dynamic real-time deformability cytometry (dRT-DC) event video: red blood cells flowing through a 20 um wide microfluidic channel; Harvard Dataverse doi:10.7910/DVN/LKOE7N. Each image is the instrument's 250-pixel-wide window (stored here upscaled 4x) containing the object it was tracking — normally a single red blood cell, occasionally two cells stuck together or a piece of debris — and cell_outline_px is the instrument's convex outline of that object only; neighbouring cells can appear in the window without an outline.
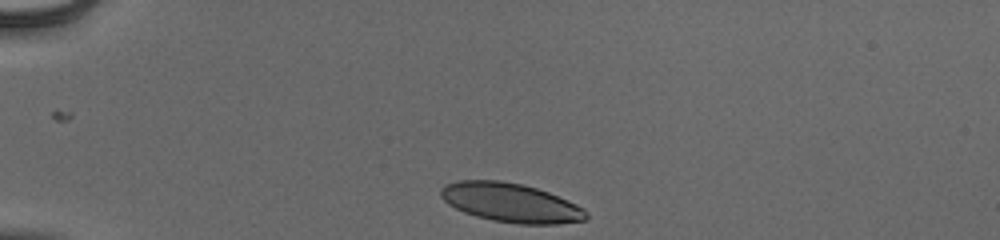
{"species": "human", "species_latin": "Homo sapiens", "temperature_condition": "cold", "stored_images_in_passage": 34, "camera_frame_rate_fps": 3000, "um_per_image_px": 0.085, "donor": {"sex": "male"}, "frame": {"image": 1, "passage_image": 1, "time_ms": 0.0, "image_size_px": [1000, 240], "cell_outline_px": [[588, 216], [584, 220], [556, 224], [520, 224], [492, 220], [476, 216], [464, 212], [448, 204], [440, 196], [440, 188], [444, 184], [456, 180], [500, 180], [524, 184], [548, 192], [568, 200], [584, 208], [588, 212]], "centroid_in_image_um": [43.39, 17.21], "position_along_channel_um": 41.6, "area_um2": 33.23}}
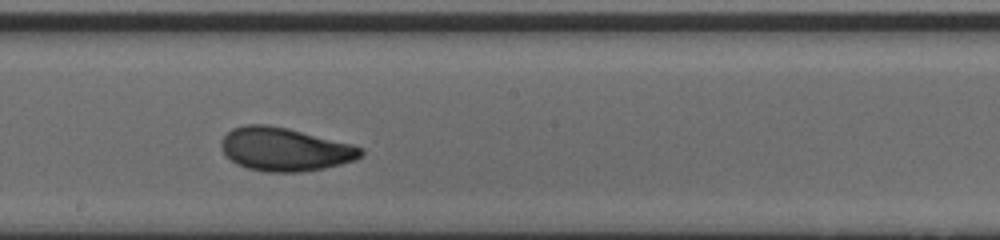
{"frame": {"image": 2, "passage_image": 19, "time_ms": 6.0, "image_size_px": [1000, 240], "cell_outline_px": [[364, 152], [356, 160], [324, 168], [300, 172], [268, 172], [248, 168], [236, 164], [224, 152], [220, 144], [224, 136], [232, 128], [244, 124], [268, 124], [288, 128], [352, 144], [364, 148]], "centroid_in_image_um": [24.22, 12.68], "position_along_channel_um": 224.0, "area_um2": 35.26}}
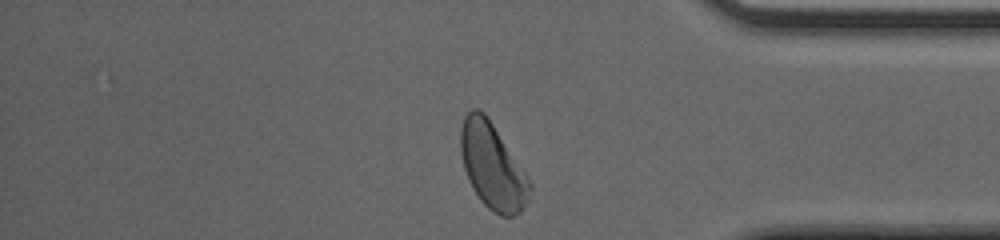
{"frame": {"image": 3, "passage_image": 33, "time_ms": 10.667, "image_size_px": [1000, 240], "cell_outline_px": [[532, 188], [528, 200], [520, 212], [512, 216], [500, 216], [488, 208], [480, 200], [472, 188], [468, 180], [464, 168], [460, 152], [460, 128], [464, 116], [472, 108], [476, 108], [484, 112], [528, 176], [532, 184]], "centroid_in_image_um": [41.85, 14.14], "position_along_channel_um": 393.4, "area_um2": 34.51}, "authors_computed_cell_mechanics": {"area_um2": 34.4199, "velocity_mm_per_s": 3.9171, "shape_relaxation_time_tau1_ms": 3.2578, "shape_relaxation_time_tau2_ms": 1.5112, "deformation_change_tau1": 0.135, "deformation_change_tau2": 0.0642}}